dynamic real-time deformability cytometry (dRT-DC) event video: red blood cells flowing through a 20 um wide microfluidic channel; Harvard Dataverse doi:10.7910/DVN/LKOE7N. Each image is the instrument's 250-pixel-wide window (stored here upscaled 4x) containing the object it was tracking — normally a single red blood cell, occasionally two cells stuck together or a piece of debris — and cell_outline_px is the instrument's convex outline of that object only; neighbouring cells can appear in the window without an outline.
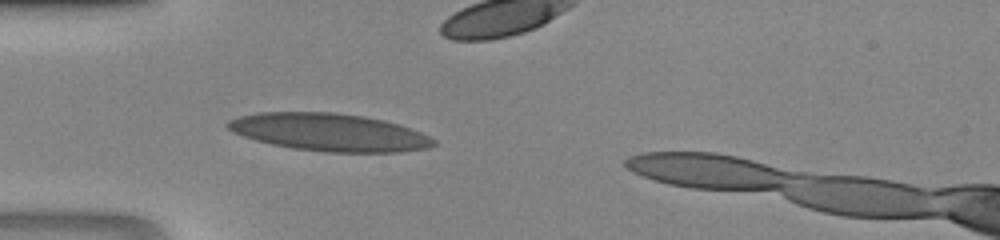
{"species": "human", "species_latin": "Homo sapiens", "temperature_condition": "room temperature", "stored_images_in_passage": 34, "camera_frame_rate_fps": 3000, "um_per_image_px": 0.085, "donor": {"sex": "male"}, "frame": {"image": 1, "passage_image": 6, "time_ms": 1.667, "image_size_px": [1000, 240], "cell_outline_px": [[436, 144], [428, 148], [400, 152], [324, 152], [292, 148], [272, 144], [256, 140], [244, 136], [228, 128], [224, 124], [228, 120], [240, 116], [260, 112], [332, 112], [364, 116], [384, 120], [400, 124], [420, 132], [436, 140]], "centroid_in_image_um": [28.01, 11.24], "position_along_channel_um": 57.0, "area_um2": 45.08}}
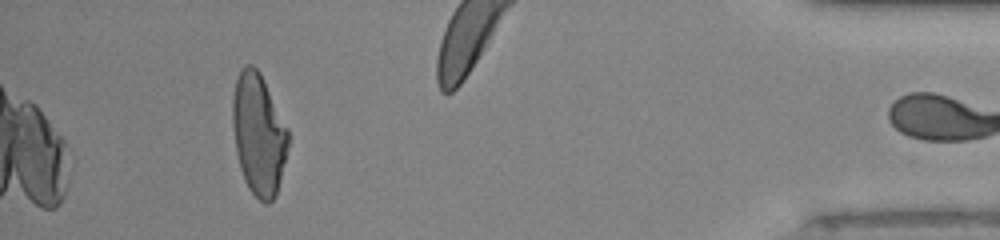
{"frame": {"image": 2, "passage_image": 34, "time_ms": 11.0, "image_size_px": [1000, 240], "cell_outline_px": [[288, 148], [276, 196], [268, 204], [264, 204], [248, 188], [244, 180], [240, 168], [236, 152], [232, 124], [232, 100], [236, 80], [240, 68], [244, 64], [252, 64], [260, 72], [288, 128]], "centroid_in_image_um": [21.97, 11.4], "position_along_channel_um": 413.2, "area_um2": 39.48}}